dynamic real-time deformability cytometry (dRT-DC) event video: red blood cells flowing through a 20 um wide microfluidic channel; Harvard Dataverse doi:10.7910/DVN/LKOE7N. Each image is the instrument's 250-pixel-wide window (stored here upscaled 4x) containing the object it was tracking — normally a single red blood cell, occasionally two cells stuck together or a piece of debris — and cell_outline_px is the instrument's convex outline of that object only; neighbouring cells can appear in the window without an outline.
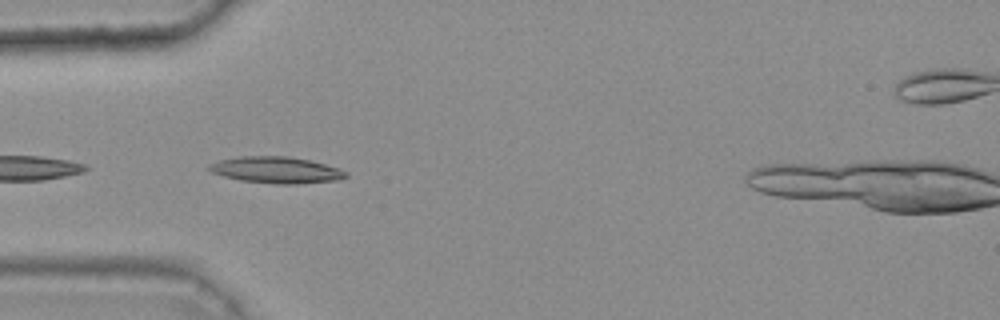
{"species": "common noctule bat (a hibernating species)", "species_latin": "Nyctalus noctula", "temperature_condition": "warm", "stored_images_in_passage": 4, "camera_frame_rate_fps": 3000, "um_per_image_px": 0.085, "animal": {"sex": "female", "body_mass_g": 25.1}, "frame": {"image": 1, "passage_image": 2, "time_ms": 0.333, "image_size_px": [1000, 320], "cell_outline_px": [[348, 176], [340, 180], [296, 184], [276, 184], [240, 180], [224, 176], [212, 172], [208, 168], [208, 164], [220, 160], [240, 156], [288, 156], [312, 160], [340, 168], [348, 172]], "centroid_in_image_um": [23.54, 14.44], "position_along_channel_um": 61.5, "area_um2": 21.27}}